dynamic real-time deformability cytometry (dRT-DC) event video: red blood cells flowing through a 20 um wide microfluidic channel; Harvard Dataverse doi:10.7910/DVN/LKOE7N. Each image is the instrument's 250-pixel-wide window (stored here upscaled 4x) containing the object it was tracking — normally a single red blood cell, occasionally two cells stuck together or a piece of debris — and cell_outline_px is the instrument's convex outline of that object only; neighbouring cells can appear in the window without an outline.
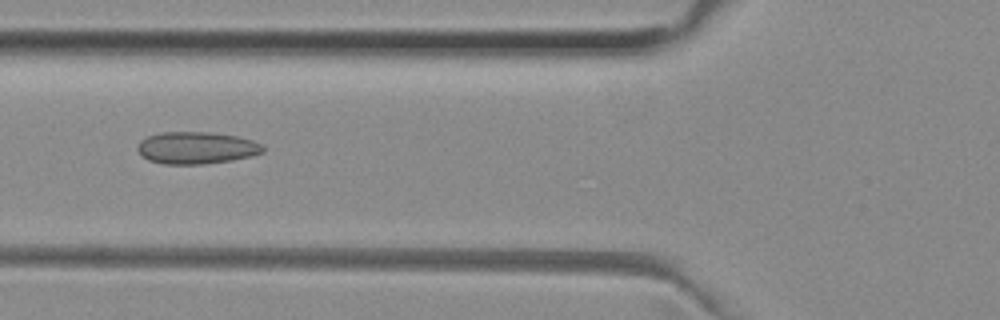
{"species": "common noctule bat (a hibernating species)", "species_latin": "Nyctalus noctula", "temperature_condition": "room temperature", "stored_images_in_passage": 50, "camera_frame_rate_fps": 3000, "um_per_image_px": 0.085, "animal": {"sex": "female", "body_mass_g": 29.2, "forearm_length_mm": 56.3}, "frame": {"image": 1, "passage_image": 19, "time_ms": 6.0, "image_size_px": [1000, 320], "cell_outline_px": [[264, 152], [252, 156], [232, 160], [204, 164], [164, 164], [148, 160], [136, 148], [140, 140], [148, 136], [160, 132], [208, 132], [236, 136], [252, 140], [264, 144]], "centroid_in_image_um": [16.72, 12.56], "position_along_channel_um": 109.1, "area_um2": 23.52}}
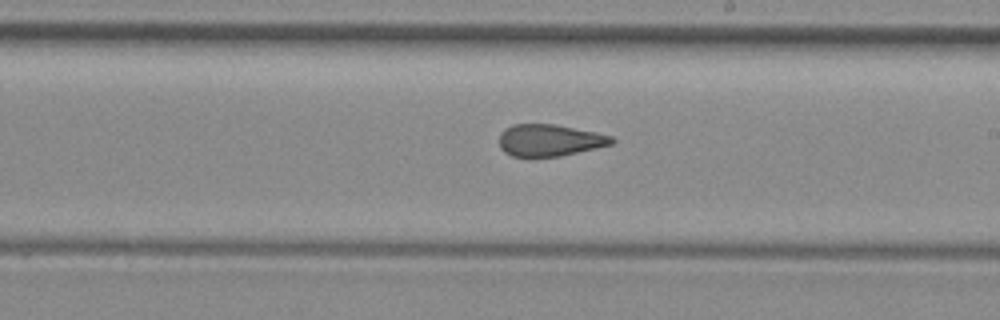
{"frame": {"image": 2, "passage_image": 29, "time_ms": 9.333, "image_size_px": [1000, 320], "cell_outline_px": [[616, 140], [612, 144], [596, 148], [560, 156], [532, 160], [512, 156], [504, 152], [500, 148], [500, 132], [512, 124], [552, 124], [612, 136]], "centroid_in_image_um": [46.64, 11.97], "position_along_channel_um": 242.4, "area_um2": 21.27}}
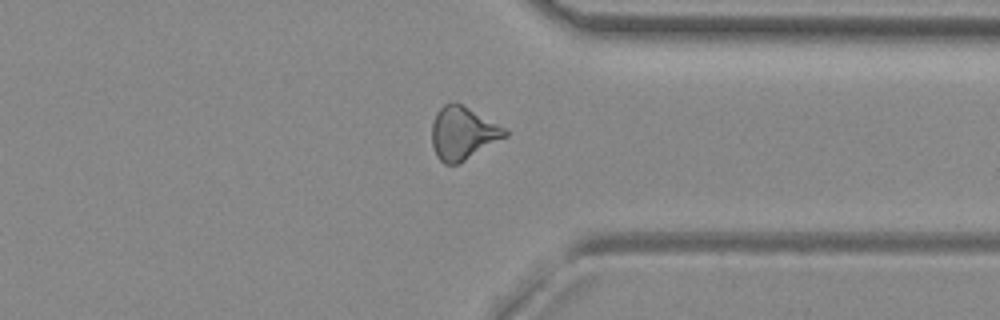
{"frame": {"image": 3, "passage_image": 39, "time_ms": 12.667, "image_size_px": [1000, 320], "cell_outline_px": [[508, 136], [460, 164], [444, 164], [436, 156], [432, 144], [432, 124], [436, 112], [444, 104], [460, 104], [508, 128]], "centroid_in_image_um": [39.37, 11.36], "position_along_channel_um": 372.0, "area_um2": 22.66}}